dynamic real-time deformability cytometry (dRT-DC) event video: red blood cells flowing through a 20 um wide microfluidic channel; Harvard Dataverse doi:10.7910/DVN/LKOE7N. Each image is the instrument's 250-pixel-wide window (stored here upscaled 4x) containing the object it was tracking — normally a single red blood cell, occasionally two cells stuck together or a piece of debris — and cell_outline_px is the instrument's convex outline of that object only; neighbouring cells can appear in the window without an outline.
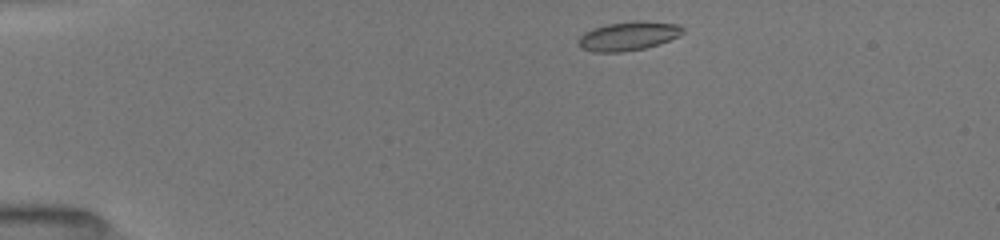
{"species": "common noctule bat (a hibernating species)", "species_latin": "Nyctalus noctula", "temperature_condition": "room temperature", "stored_images_in_passage": 32, "camera_frame_rate_fps": 3000, "um_per_image_px": 0.085, "animal": {"sex": "female", "body_mass_g": 19.5, "forearm_length_mm": 54.1}, "frame": {"image": 1, "passage_image": 1, "time_ms": 0.0, "image_size_px": [1000, 240], "cell_outline_px": [[684, 32], [680, 36], [660, 44], [644, 48], [624, 52], [592, 52], [580, 48], [576, 40], [584, 32], [592, 28], [608, 24], [632, 20], [648, 20], [680, 24], [684, 28]], "centroid_in_image_um": [53.43, 3.05], "position_along_channel_um": 31.6, "area_um2": 18.15}}
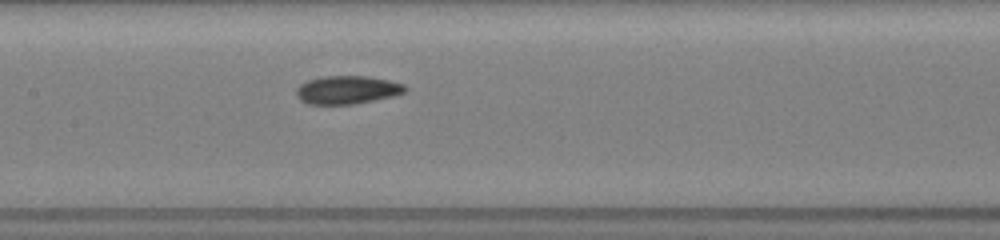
{"frame": {"image": 2, "passage_image": 17, "time_ms": 5.333, "image_size_px": [1000, 240], "cell_outline_px": [[408, 88], [404, 92], [392, 96], [352, 104], [308, 104], [300, 100], [296, 96], [296, 88], [300, 84], [308, 80], [324, 76], [368, 76], [388, 80], [404, 84]], "centroid_in_image_um": [29.48, 7.63], "position_along_channel_um": 177.9, "area_um2": 17.8}}
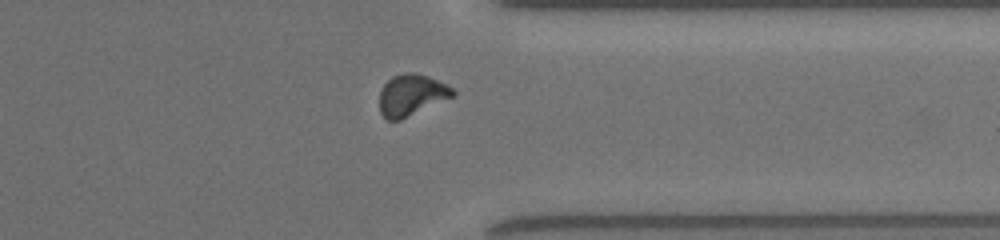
{"frame": {"image": 3, "passage_image": 32, "time_ms": 10.333, "image_size_px": [1000, 240], "cell_outline_px": [[456, 92], [452, 96], [400, 120], [388, 120], [380, 112], [380, 92], [384, 84], [392, 76], [408, 72], [428, 76], [452, 88]], "centroid_in_image_um": [34.93, 8.07], "position_along_channel_um": 376.5, "area_um2": 17.17}, "authors_computed_cell_mechanics": {"area_um2": 17.6579, "velocity_mm_per_s": 4.0101, "shape_relaxation_time_tau1_ms": 4.4004, "shape_relaxation_time_tau2_ms": 2.2948, "deformation_change_tau1": 0.1355, "deformation_change_tau2": 0.0704}}